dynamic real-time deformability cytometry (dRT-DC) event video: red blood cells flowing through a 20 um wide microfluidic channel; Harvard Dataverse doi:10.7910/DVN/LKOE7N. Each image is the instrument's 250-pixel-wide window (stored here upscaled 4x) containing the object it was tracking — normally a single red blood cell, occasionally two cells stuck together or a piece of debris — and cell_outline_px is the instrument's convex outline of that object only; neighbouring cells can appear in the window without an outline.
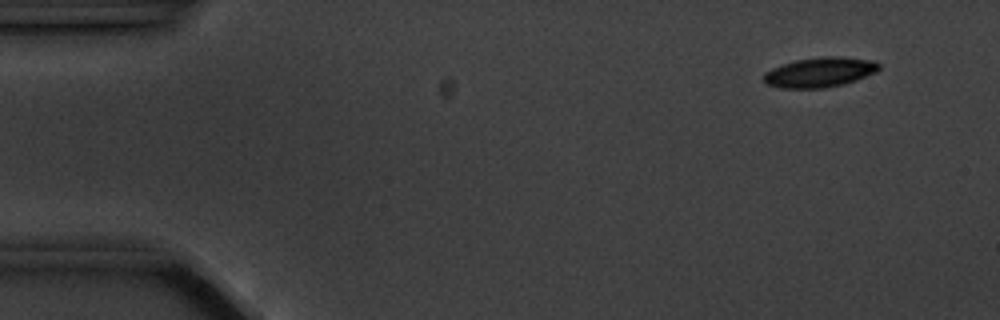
{"species": "common noctule bat (a hibernating species)", "species_latin": "Nyctalus noctula", "temperature_condition": "cold", "stored_images_in_passage": 5, "camera_frame_rate_fps": 3000, "um_per_image_px": 0.085, "animal": {"sex": "male", "body_mass_g": 20.1, "forearm_length_mm": 53.5}, "frame": {"image": 1, "passage_image": 5, "time_ms": 5.333, "image_size_px": [1000, 320], "cell_outline_px": [[880, 68], [876, 72], [856, 80], [844, 84], [824, 88], [780, 88], [764, 84], [764, 72], [772, 68], [796, 60], [828, 56], [840, 56], [876, 60], [880, 64]], "centroid_in_image_um": [69.7, 6.14], "position_along_channel_um": 15.3, "area_um2": 20.17}}